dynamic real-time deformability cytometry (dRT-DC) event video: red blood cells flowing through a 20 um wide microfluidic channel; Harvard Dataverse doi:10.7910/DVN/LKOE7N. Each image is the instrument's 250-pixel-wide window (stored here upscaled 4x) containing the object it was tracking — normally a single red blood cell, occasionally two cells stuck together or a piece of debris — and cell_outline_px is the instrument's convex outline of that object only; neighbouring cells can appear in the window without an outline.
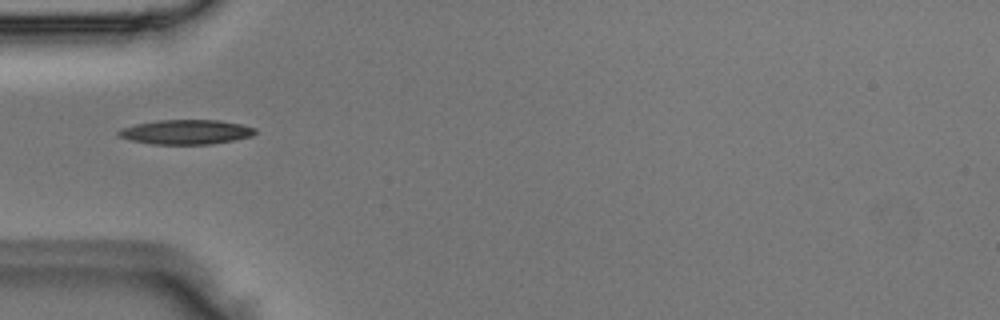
{"species": "Egyptian fruit bat (a non-hibernating species)", "species_latin": "Rousettus aegyptiacus", "temperature_condition": "room temperature", "stored_images_in_passage": 5, "camera_frame_rate_fps": 3000, "um_per_image_px": 0.085, "animal": {"sex": "male"}, "frame": {"image": 1, "passage_image": 5, "time_ms": 1.333, "image_size_px": [1000, 320], "cell_outline_px": [[256, 132], [252, 136], [232, 140], [208, 144], [152, 144], [132, 140], [120, 136], [116, 132], [124, 128], [136, 124], [156, 120], [220, 120], [240, 124], [256, 128]], "centroid_in_image_um": [15.83, 11.21], "position_along_channel_um": 69.2, "area_um2": 19.31}}